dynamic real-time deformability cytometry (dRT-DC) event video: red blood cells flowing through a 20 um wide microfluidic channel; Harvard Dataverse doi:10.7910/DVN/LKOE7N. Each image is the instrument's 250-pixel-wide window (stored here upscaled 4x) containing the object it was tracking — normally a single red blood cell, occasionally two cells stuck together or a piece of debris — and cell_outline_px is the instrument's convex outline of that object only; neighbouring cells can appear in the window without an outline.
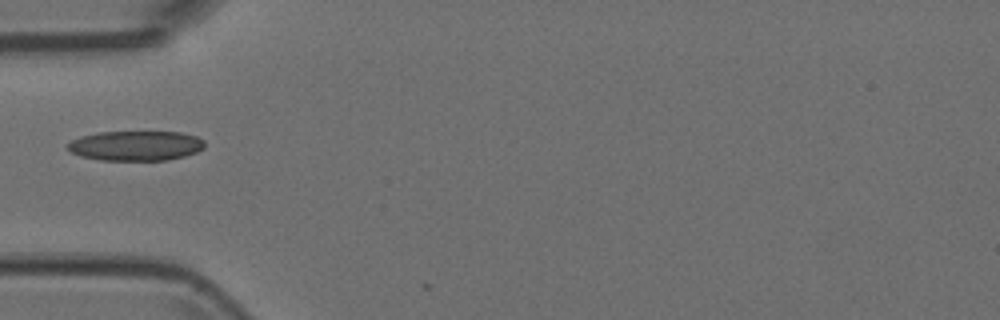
{"species": "Egyptian fruit bat (a non-hibernating species)", "species_latin": "Rousettus aegyptiacus", "temperature_condition": "room temperature", "stored_images_in_passage": 2, "camera_frame_rate_fps": 3000, "um_per_image_px": 0.085, "animal": {"sex": "female"}, "frame": {"image": 1, "passage_image": 1, "time_ms": 0.0, "image_size_px": [1000, 320], "cell_outline_px": [[204, 148], [196, 152], [184, 156], [168, 160], [100, 160], [80, 156], [72, 152], [68, 148], [68, 144], [72, 140], [80, 136], [100, 132], [180, 132], [196, 136], [204, 140]], "centroid_in_image_um": [11.55, 12.38], "position_along_channel_um": 73.4, "area_um2": 23.76}}